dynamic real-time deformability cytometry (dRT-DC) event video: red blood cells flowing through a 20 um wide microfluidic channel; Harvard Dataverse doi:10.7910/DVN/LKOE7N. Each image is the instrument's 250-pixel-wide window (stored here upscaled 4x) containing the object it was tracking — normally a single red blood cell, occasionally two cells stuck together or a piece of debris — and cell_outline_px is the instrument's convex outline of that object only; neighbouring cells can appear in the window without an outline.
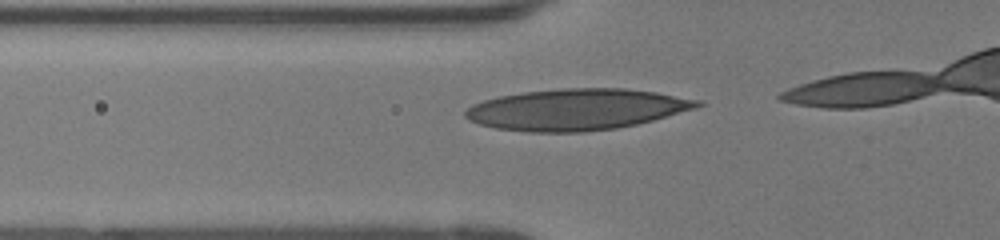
{"species": "human", "species_latin": "Homo sapiens", "temperature_condition": "room temperature", "stored_images_in_passage": 9, "camera_frame_rate_fps": 3000, "um_per_image_px": 0.085, "donor": {"sex": "female"}, "frame": {"image": 1, "passage_image": 4, "time_ms": 1.0, "image_size_px": [1000, 240], "cell_outline_px": [[704, 104], [696, 108], [652, 120], [636, 124], [616, 128], [584, 132], [528, 132], [496, 128], [480, 124], [468, 120], [464, 116], [464, 112], [472, 104], [484, 100], [500, 96], [524, 92], [560, 88], [624, 88], [656, 92], [700, 100]], "centroid_in_image_um": [48.99, 9.3], "position_along_channel_um": 76.8, "area_um2": 55.66}}
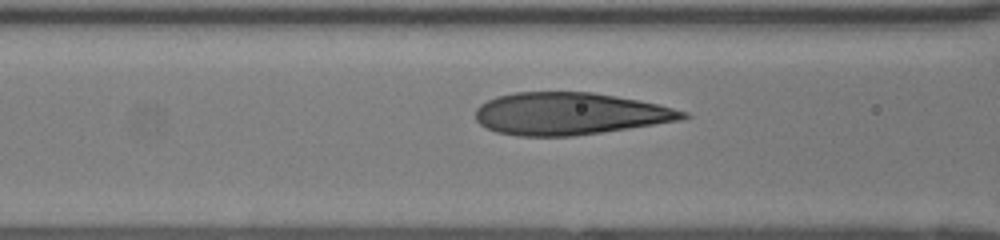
{"frame": {"image": 2, "passage_image": 7, "time_ms": 2.0, "image_size_px": [1000, 240], "cell_outline_px": [[692, 116], [680, 120], [628, 128], [572, 136], [516, 136], [496, 132], [480, 124], [476, 120], [476, 108], [480, 104], [496, 96], [516, 92], [592, 92], [640, 100], [660, 104], [688, 112]], "centroid_in_image_um": [48.42, 9.66], "position_along_channel_um": 118.2, "area_um2": 51.04}}